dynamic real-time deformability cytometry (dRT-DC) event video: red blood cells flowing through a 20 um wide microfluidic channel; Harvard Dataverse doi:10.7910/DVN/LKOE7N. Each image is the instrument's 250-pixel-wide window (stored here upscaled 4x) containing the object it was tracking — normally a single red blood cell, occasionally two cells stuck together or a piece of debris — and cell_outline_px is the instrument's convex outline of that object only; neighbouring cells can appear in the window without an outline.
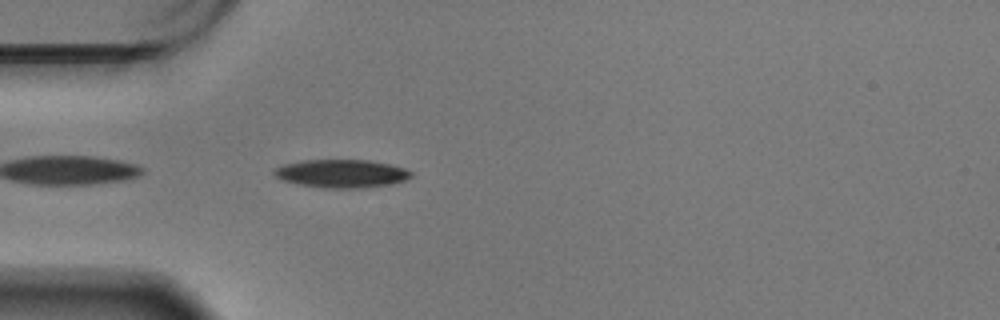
{"species": "Egyptian fruit bat (a non-hibernating species)", "species_latin": "Rousettus aegyptiacus", "temperature_condition": "warm", "stored_images_in_passage": 39, "camera_frame_rate_fps": 3000, "um_per_image_px": 0.085, "animal": {"sex": "male"}, "frame": {"image": 1, "passage_image": 2, "time_ms": 0.333, "image_size_px": [1000, 320], "cell_outline_px": [[412, 176], [408, 180], [392, 184], [364, 188], [324, 188], [300, 184], [284, 180], [276, 176], [272, 172], [272, 168], [284, 164], [300, 160], [368, 160], [392, 164], [404, 168], [412, 172]], "centroid_in_image_um": [29.06, 14.75], "position_along_channel_um": 55.9, "area_um2": 22.72}}
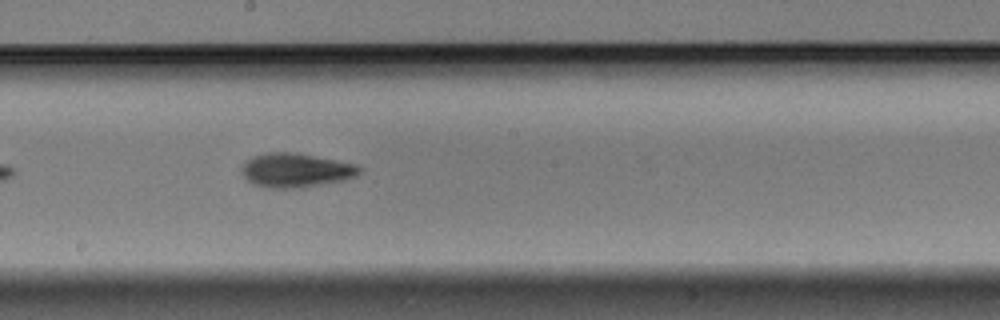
{"frame": {"image": 2, "passage_image": 17, "time_ms": 5.333, "image_size_px": [1000, 320], "cell_outline_px": [[360, 172], [356, 176], [344, 180], [304, 188], [268, 188], [256, 184], [248, 180], [240, 172], [240, 168], [252, 156], [268, 152], [292, 152], [356, 164], [360, 168]], "centroid_in_image_um": [25.13, 14.48], "position_along_channel_um": 223.1, "area_um2": 23.29}}
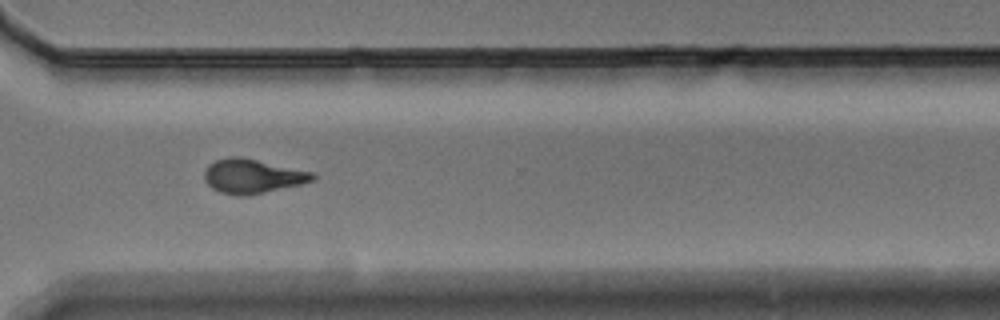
{"frame": {"image": 3, "passage_image": 28, "time_ms": 9.0, "image_size_px": [1000, 320], "cell_outline_px": [[316, 180], [300, 184], [248, 196], [240, 196], [220, 192], [212, 188], [204, 180], [204, 172], [208, 164], [216, 160], [228, 156], [240, 156], [312, 172], [316, 176]], "centroid_in_image_um": [21.43, 14.97], "position_along_channel_um": 349.2, "area_um2": 21.62}, "authors_computed_cell_mechanics": {"area_um2": 21.8484, "velocity_mm_per_s": 3.4474, "shape_relaxation_time_tau1_ms": 4.1022, "shape_relaxation_time_tau2_ms": 4.2795, "deformation_change_tau1": 0.1343, "deformation_change_tau2": 0.1143}}